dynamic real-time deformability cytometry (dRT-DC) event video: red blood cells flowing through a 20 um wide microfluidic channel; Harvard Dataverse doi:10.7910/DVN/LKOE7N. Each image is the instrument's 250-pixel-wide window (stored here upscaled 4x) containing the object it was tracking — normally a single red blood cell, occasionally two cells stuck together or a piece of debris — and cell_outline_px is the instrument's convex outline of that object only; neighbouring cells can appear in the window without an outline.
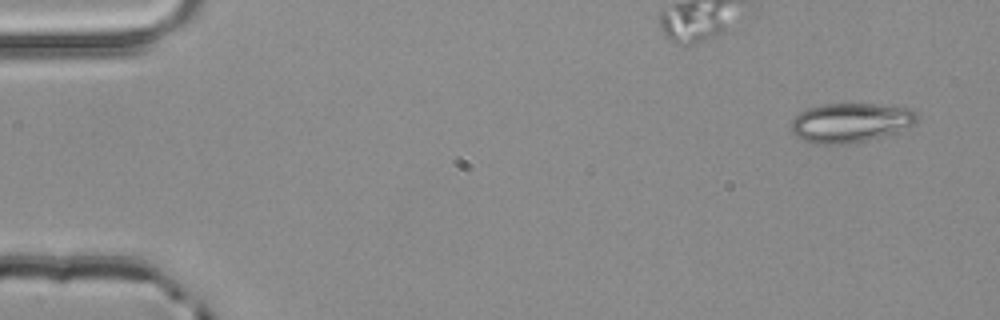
{"species": "common noctule bat (a hibernating species)", "species_latin": "Nyctalus noctula", "temperature_condition": "room temperature", "stored_images_in_passage": 3, "camera_frame_rate_fps": 3000, "um_per_image_px": 0.085, "animal": {"sex": "male", "body_mass_g": 20.4}, "frame": {"image": 1, "passage_image": 3, "time_ms": 0.667, "image_size_px": [1000, 320], "cell_outline_px": [[920, 116], [912, 124], [896, 132], [868, 140], [848, 144], [812, 144], [796, 136], [792, 132], [792, 120], [800, 112], [808, 108], [824, 104], [872, 104], [908, 108], [916, 112]], "centroid_in_image_um": [72.27, 10.43], "position_along_channel_um": 12.7, "area_um2": 28.67}}